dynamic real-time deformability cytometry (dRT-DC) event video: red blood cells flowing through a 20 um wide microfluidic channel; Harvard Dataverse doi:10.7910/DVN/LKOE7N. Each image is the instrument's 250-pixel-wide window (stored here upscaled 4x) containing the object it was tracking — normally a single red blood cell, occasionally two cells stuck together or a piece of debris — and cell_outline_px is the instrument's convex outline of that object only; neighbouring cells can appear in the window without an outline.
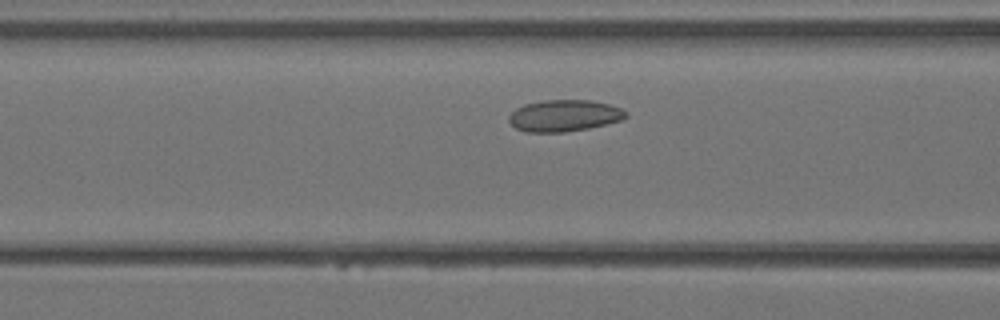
{"species": "Egyptian fruit bat (a non-hibernating species)", "species_latin": "Rousettus aegyptiacus", "temperature_condition": "warm", "stored_images_in_passage": 31, "segment_of_instrument_passage": [1, 2], "camera_frame_rate_fps": 3000, "um_per_image_px": 0.085, "animal": {"sex": "female"}, "frame": {"image": 1, "passage_image": 8, "time_ms": 2.333, "image_size_px": [1000, 320], "cell_outline_px": [[628, 116], [620, 120], [588, 128], [564, 132], [528, 132], [516, 128], [508, 120], [508, 116], [516, 108], [524, 104], [544, 100], [588, 100], [608, 104], [620, 108], [628, 112]], "centroid_in_image_um": [47.94, 9.82], "position_along_channel_um": 118.7, "area_um2": 21.39}}
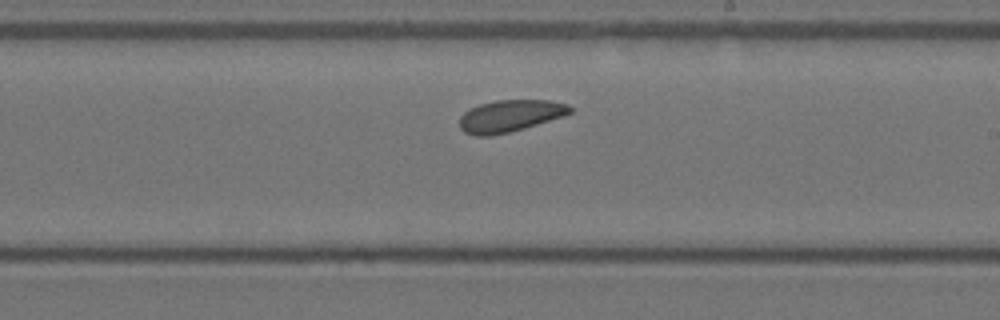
{"frame": {"image": 2, "passage_image": 15, "time_ms": 4.667, "image_size_px": [1000, 320], "cell_outline_px": [[572, 112], [564, 116], [524, 128], [492, 136], [476, 136], [464, 132], [460, 128], [460, 116], [468, 108], [480, 104], [496, 100], [548, 100], [568, 104], [572, 108]], "centroid_in_image_um": [43.33, 9.85], "position_along_channel_um": 245.7, "area_um2": 20.63}}
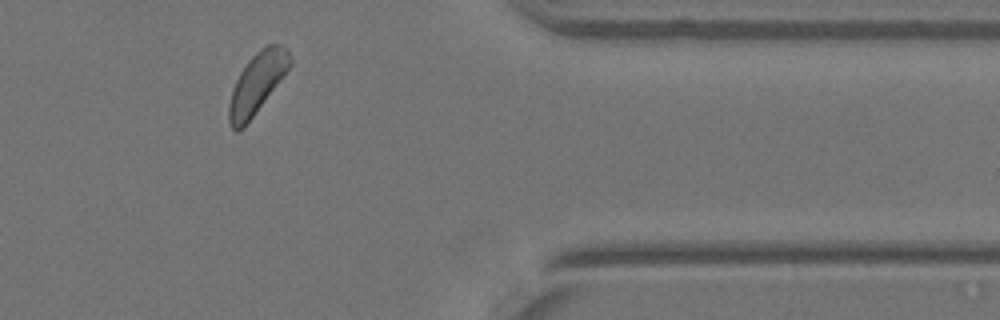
{"frame": {"image": 3, "passage_image": 24, "time_ms": 7.667, "image_size_px": [1000, 320], "cell_outline_px": [[292, 64], [244, 128], [236, 132], [232, 128], [228, 120], [228, 104], [232, 88], [240, 72], [248, 60], [260, 48], [268, 44], [280, 44], [288, 48], [292, 60]], "centroid_in_image_um": [21.84, 7.06], "position_along_channel_um": 389.6, "area_um2": 21.56}}